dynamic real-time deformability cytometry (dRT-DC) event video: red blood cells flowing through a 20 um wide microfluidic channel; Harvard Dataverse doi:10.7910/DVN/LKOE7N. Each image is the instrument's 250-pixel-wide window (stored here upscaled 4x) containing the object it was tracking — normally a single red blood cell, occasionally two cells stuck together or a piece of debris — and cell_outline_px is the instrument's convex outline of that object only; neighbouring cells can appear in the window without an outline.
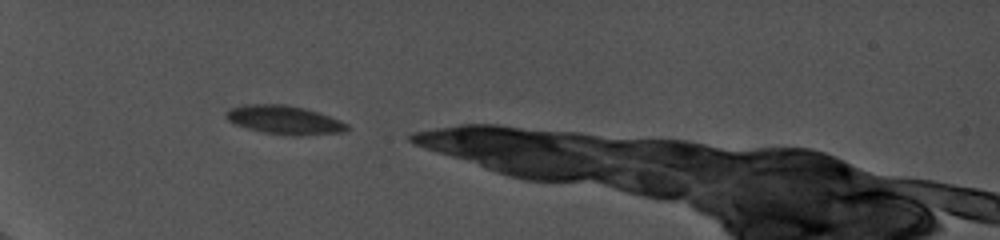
{"species": "common noctule bat (a hibernating species)", "species_latin": "Nyctalus noctula", "temperature_condition": "cold", "stored_images_in_passage": 16, "camera_frame_rate_fps": 5000, "um_per_image_px": 0.085, "animal": {"sex": "female", "body_mass_g": 19.0, "forearm_length_mm": 56.7}, "frame": {"image": 1, "passage_image": 1, "time_ms": 0.0, "image_size_px": [1000, 240], "cell_outline_px": [[348, 128], [344, 132], [300, 136], [292, 136], [264, 132], [248, 128], [236, 124], [228, 120], [224, 116], [224, 112], [228, 108], [244, 104], [284, 104], [304, 108], [340, 120], [348, 124]], "centroid_in_image_um": [24.13, 10.19], "position_along_channel_um": 60.9, "area_um2": 20.23}}
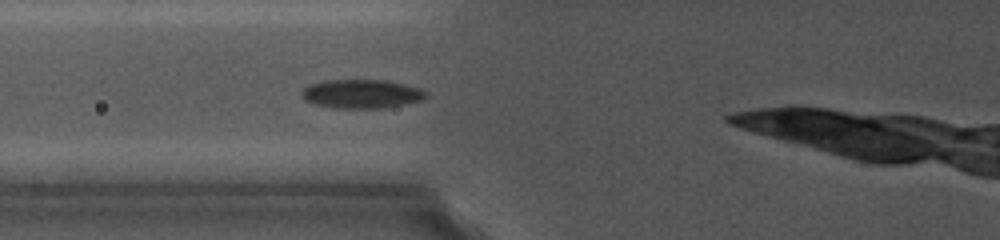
{"frame": {"image": 2, "passage_image": 3, "time_ms": 1.6, "image_size_px": [1000, 240], "cell_outline_px": [[428, 96], [420, 100], [404, 104], [380, 108], [336, 108], [312, 104], [304, 100], [300, 96], [300, 92], [308, 84], [324, 80], [384, 80], [404, 84], [420, 88], [428, 92]], "centroid_in_image_um": [30.67, 7.97], "position_along_channel_um": 95.1, "area_um2": 21.04}}